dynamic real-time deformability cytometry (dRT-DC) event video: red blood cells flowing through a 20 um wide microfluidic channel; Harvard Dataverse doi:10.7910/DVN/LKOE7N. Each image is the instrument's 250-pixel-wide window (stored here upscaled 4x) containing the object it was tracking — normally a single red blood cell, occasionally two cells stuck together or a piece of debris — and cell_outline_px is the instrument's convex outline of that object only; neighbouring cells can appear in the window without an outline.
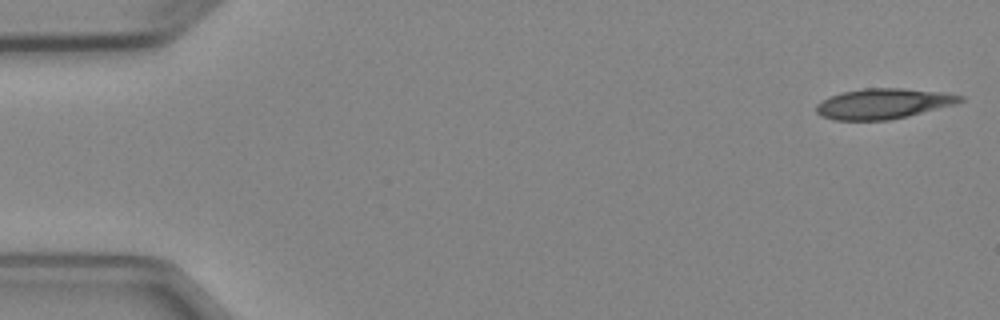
{"species": "Egyptian fruit bat (a non-hibernating species)", "species_latin": "Rousettus aegyptiacus", "temperature_condition": "cold", "stored_images_in_passage": 6, "camera_frame_rate_fps": 3000, "um_per_image_px": 0.085, "animal": {"sex": "female"}, "frame": {"image": 1, "passage_image": 1, "time_ms": 0.0, "image_size_px": [1000, 320], "cell_outline_px": [[964, 100], [956, 104], [908, 116], [888, 120], [832, 120], [820, 116], [816, 112], [816, 104], [840, 92], [864, 88], [900, 88], [944, 92], [964, 96]], "centroid_in_image_um": [75.08, 8.81], "position_along_channel_um": 9.9, "area_um2": 25.49}}
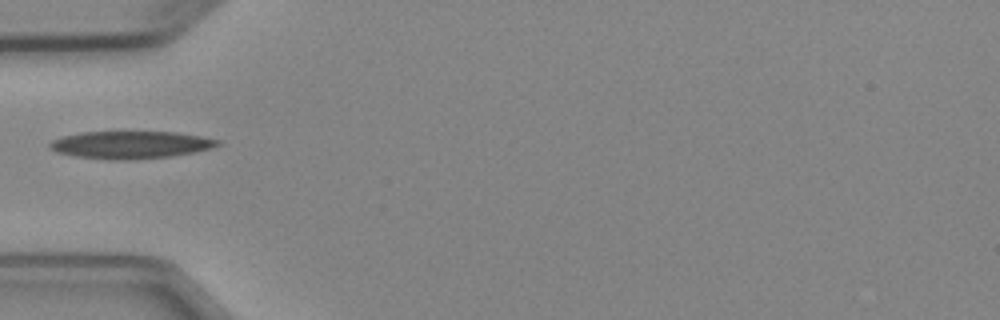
{"frame": {"image": 2, "passage_image": 5, "time_ms": 5.0, "image_size_px": [1000, 320], "cell_outline_px": [[224, 144], [212, 148], [196, 152], [172, 156], [124, 160], [108, 160], [76, 156], [56, 152], [48, 148], [48, 144], [52, 140], [64, 136], [80, 132], [176, 132], [200, 136], [220, 140]], "centroid_in_image_um": [11.12, 12.31], "position_along_channel_um": 73.9, "area_um2": 27.05}}
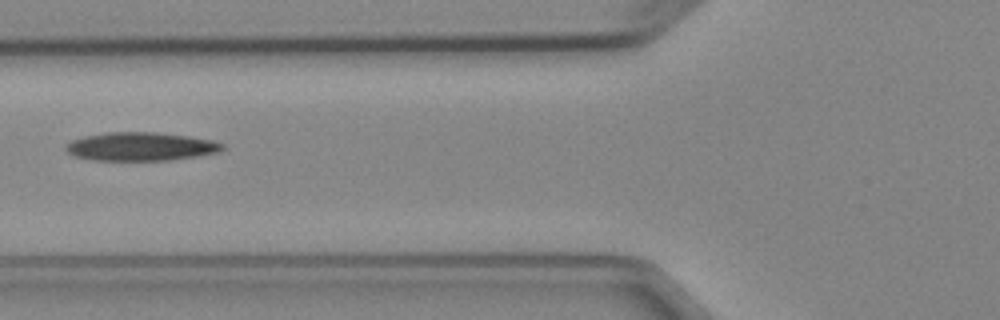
{"frame": {"image": 3, "passage_image": 6, "time_ms": 6.0, "image_size_px": [1000, 320], "cell_outline_px": [[224, 148], [220, 152], [172, 160], [92, 160], [76, 156], [68, 152], [64, 148], [72, 140], [84, 136], [108, 132], [156, 132], [188, 136], [212, 140], [224, 144]], "centroid_in_image_um": [11.99, 12.45], "position_along_channel_um": 113.8, "area_um2": 25.89}}